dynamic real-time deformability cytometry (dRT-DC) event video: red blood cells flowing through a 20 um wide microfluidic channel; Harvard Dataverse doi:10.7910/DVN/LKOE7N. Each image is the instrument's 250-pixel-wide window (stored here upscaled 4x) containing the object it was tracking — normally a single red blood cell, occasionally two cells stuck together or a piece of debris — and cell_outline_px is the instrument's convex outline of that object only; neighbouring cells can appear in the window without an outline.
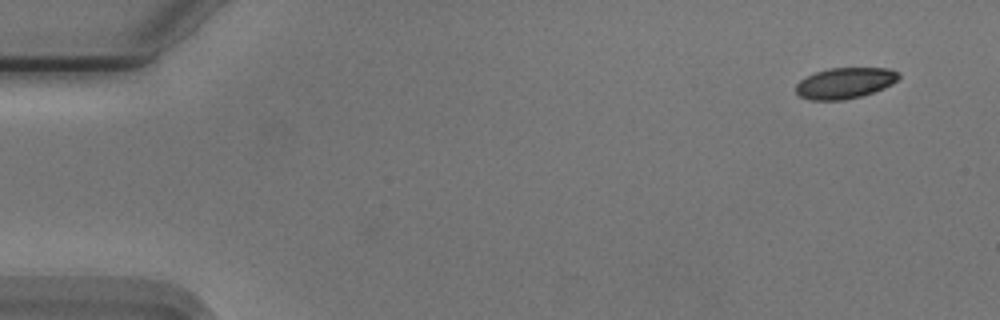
{"species": "Egyptian fruit bat (a non-hibernating species)", "species_latin": "Rousettus aegyptiacus", "temperature_condition": "cold", "stored_images_in_passage": 48, "camera_frame_rate_fps": 3000, "um_per_image_px": 0.085, "animal": {"sex": "male"}, "frame": {"image": 1, "passage_image": 1, "time_ms": 0.0, "image_size_px": [1000, 320], "cell_outline_px": [[900, 76], [892, 84], [884, 88], [860, 96], [844, 100], [812, 100], [800, 96], [796, 92], [796, 84], [800, 80], [816, 72], [828, 68], [888, 68], [900, 72]], "centroid_in_image_um": [71.83, 7.05], "position_along_channel_um": 13.2, "area_um2": 18.44}}
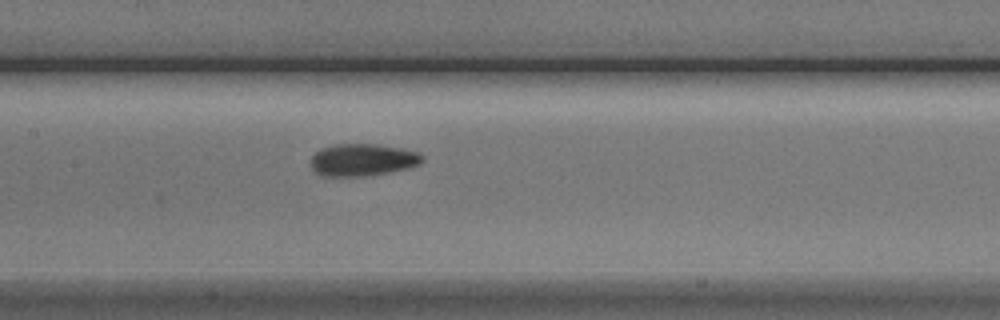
{"frame": {"image": 2, "passage_image": 24, "time_ms": 7.667, "image_size_px": [1000, 320], "cell_outline_px": [[424, 160], [420, 164], [408, 168], [388, 172], [364, 176], [320, 176], [312, 168], [312, 156], [320, 148], [336, 144], [380, 144], [420, 152], [424, 156]], "centroid_in_image_um": [30.85, 13.58], "position_along_channel_um": 176.6, "area_um2": 21.04}}
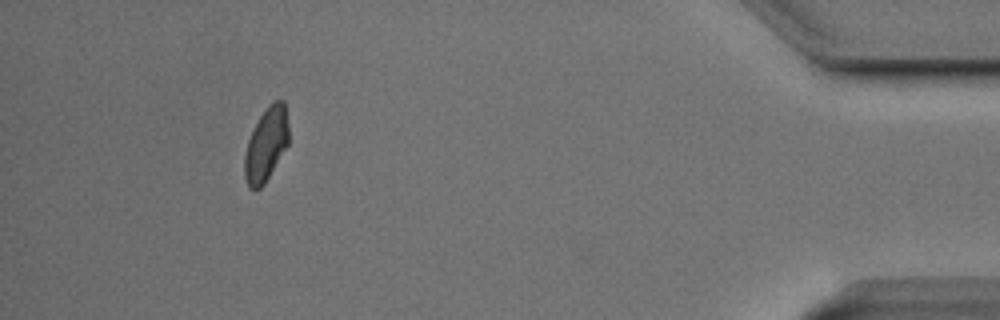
{"frame": {"image": 3, "passage_image": 48, "time_ms": 15.667, "image_size_px": [1000, 320], "cell_outline_px": [[288, 144], [264, 184], [256, 192], [248, 188], [244, 176], [244, 156], [248, 140], [260, 116], [268, 104], [276, 100], [284, 100], [288, 124]], "centroid_in_image_um": [22.61, 12.31], "position_along_channel_um": 412.6, "area_um2": 18.9}, "authors_computed_cell_mechanics": {"area_um2": 19.8254, "velocity_mm_per_s": 3.7363, "shape_relaxation_time_tau1_ms": 2.7222, "shape_relaxation_time_tau2_ms": 1.8022, "deformation_change_tau1": 0.11, "deformation_change_tau2": 0.0692}}